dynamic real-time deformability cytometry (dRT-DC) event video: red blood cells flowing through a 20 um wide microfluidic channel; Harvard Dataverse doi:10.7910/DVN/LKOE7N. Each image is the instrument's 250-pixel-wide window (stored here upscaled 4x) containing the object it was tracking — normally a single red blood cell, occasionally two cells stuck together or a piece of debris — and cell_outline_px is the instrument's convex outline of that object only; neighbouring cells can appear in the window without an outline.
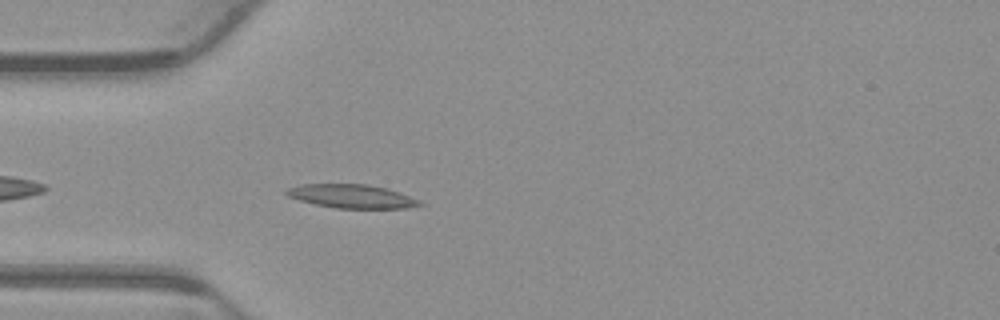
{"species": "common noctule bat (a hibernating species)", "species_latin": "Nyctalus noctula", "temperature_condition": "warm", "stored_images_in_passage": 43, "camera_frame_rate_fps": 3000, "um_per_image_px": 0.085, "animal": {"sex": "male", "body_mass_g": 23.1, "forearm_length_mm": 52.7}, "frame": {"image": 1, "passage_image": 5, "time_ms": 1.333, "image_size_px": [1000, 320], "cell_outline_px": [[424, 204], [404, 208], [336, 208], [316, 204], [300, 200], [288, 196], [284, 192], [288, 188], [300, 184], [368, 184], [388, 188], [400, 192]], "centroid_in_image_um": [29.86, 16.67], "position_along_channel_um": 55.1, "area_um2": 18.15}}
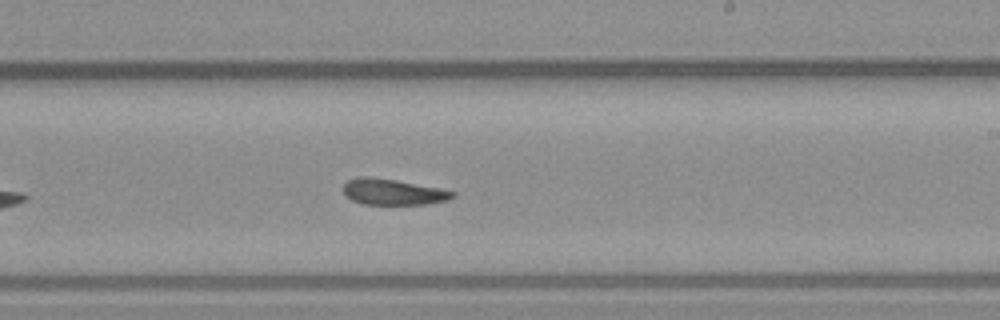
{"frame": {"image": 2, "passage_image": 21, "time_ms": 6.667, "image_size_px": [1000, 320], "cell_outline_px": [[456, 196], [448, 200], [424, 204], [364, 204], [352, 200], [344, 196], [344, 184], [348, 180], [360, 176], [368, 176], [396, 180], [440, 188], [456, 192]], "centroid_in_image_um": [33.4, 16.31], "position_along_channel_um": 255.6, "area_um2": 16.53}}
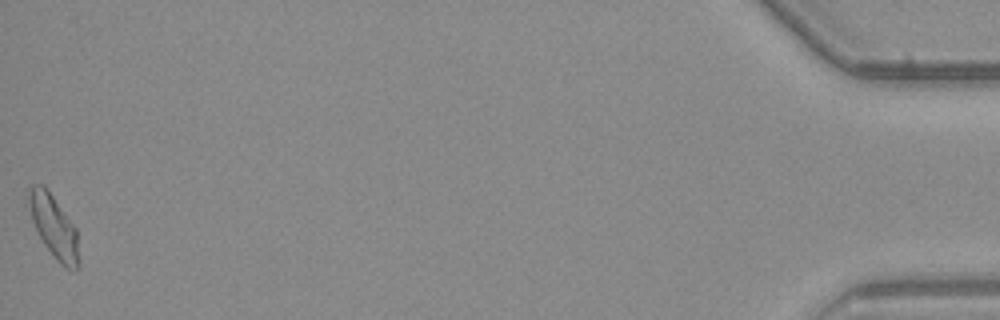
{"frame": {"image": 3, "passage_image": 43, "time_ms": 14.0, "image_size_px": [1000, 320], "cell_outline_px": [[80, 268], [76, 272], [72, 272], [64, 268], [56, 260], [44, 244], [24, 204], [28, 188], [32, 184], [44, 184], [76, 228], [80, 264]], "centroid_in_image_um": [4.55, 19.26], "position_along_channel_um": 430.7, "area_um2": 19.02}, "authors_computed_cell_mechanics": {"area_um2": 17.4556, "velocity_mm_per_s": 3.8401, "shape_relaxation_time_tau1_ms": null, "shape_relaxation_time_tau2_ms": 3.4011, "deformation_change_tau1": null, "deformation_change_tau2": 0.1025}}